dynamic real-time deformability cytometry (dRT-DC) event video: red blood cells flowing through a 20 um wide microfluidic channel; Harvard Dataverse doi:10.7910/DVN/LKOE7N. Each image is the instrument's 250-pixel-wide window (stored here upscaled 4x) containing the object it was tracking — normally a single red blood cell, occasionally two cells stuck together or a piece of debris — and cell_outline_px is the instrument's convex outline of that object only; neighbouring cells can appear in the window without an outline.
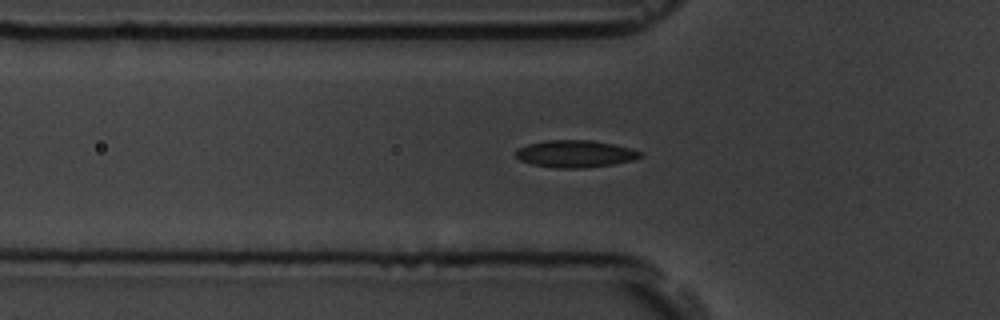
{"species": "common noctule bat (a hibernating species)", "species_latin": "Nyctalus noctula", "temperature_condition": "room temperature", "stored_images_in_passage": 56, "camera_frame_rate_fps": 3000, "um_per_image_px": 0.085, "animal": {"sex": "male", "body_mass_g": 19.5, "forearm_length_mm": 54.6}, "frame": {"image": 1, "passage_image": 18, "time_ms": 5.667, "image_size_px": [1000, 320], "cell_outline_px": [[644, 156], [632, 160], [612, 164], [584, 168], [556, 168], [532, 164], [520, 160], [516, 156], [516, 148], [528, 144], [544, 140], [588, 140], [612, 144], [632, 148], [644, 152]], "centroid_in_image_um": [48.9, 13.07], "position_along_channel_um": 76.9, "area_um2": 19.77}}
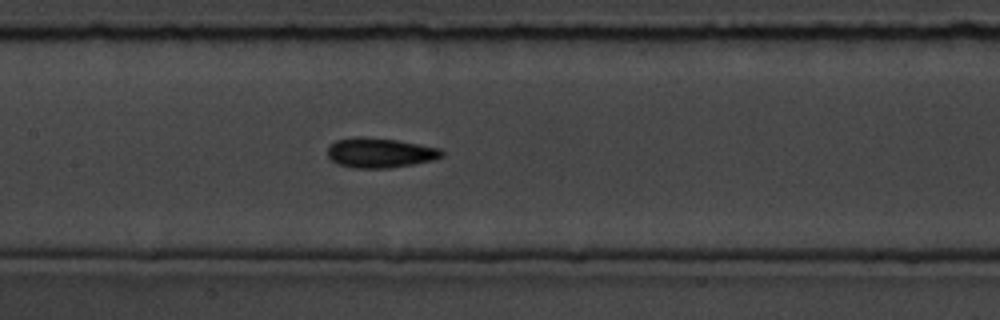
{"frame": {"image": 2, "passage_image": 26, "time_ms": 8.333, "image_size_px": [1000, 320], "cell_outline_px": [[444, 156], [432, 160], [412, 164], [388, 168], [352, 168], [340, 164], [332, 160], [328, 156], [328, 148], [336, 140], [360, 136], [396, 140], [440, 148], [444, 152]], "centroid_in_image_um": [32.31, 12.99], "position_along_channel_um": 175.1, "area_um2": 19.65}}
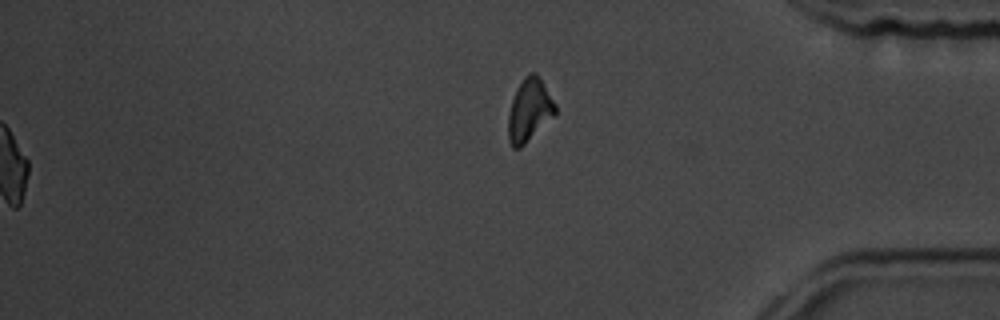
{"frame": {"image": 3, "passage_image": 56, "time_ms": 18.333, "image_size_px": [1000, 320], "cell_outline_px": [[556, 116], [520, 148], [512, 148], [508, 140], [508, 116], [512, 100], [524, 76], [532, 72], [536, 72], [556, 104]], "centroid_in_image_um": [45.01, 9.4], "position_along_channel_um": 390.2, "area_um2": 17.22}, "authors_computed_cell_mechanics": {"area_um2": 18.5538, "velocity_mm_per_s": 3.6606, "shape_relaxation_time_tau1_ms": 4.8154, "shape_relaxation_time_tau2_ms": 2.5764, "deformation_change_tau1": 0.1094, "deformation_change_tau2": 0.0693}}